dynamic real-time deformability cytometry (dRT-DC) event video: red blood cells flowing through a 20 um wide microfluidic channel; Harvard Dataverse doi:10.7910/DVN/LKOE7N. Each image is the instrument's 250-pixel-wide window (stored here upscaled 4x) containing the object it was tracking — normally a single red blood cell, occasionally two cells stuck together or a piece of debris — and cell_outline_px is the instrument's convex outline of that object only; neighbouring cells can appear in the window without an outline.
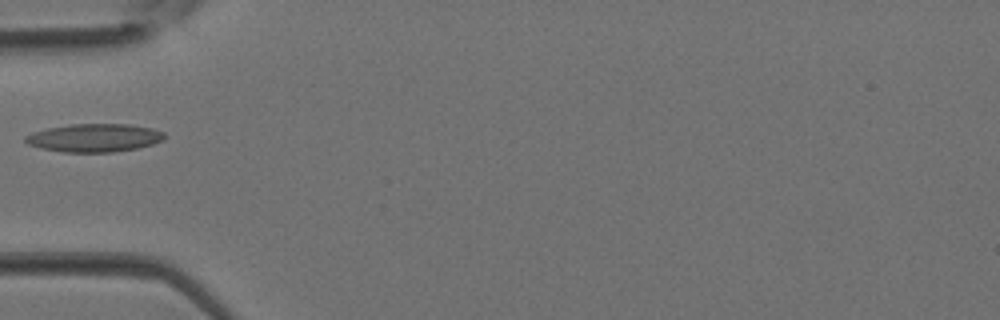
{"species": "Egyptian fruit bat (a non-hibernating species)", "species_latin": "Rousettus aegyptiacus", "temperature_condition": "room temperature", "stored_images_in_passage": 1, "camera_frame_rate_fps": 3000, "um_per_image_px": 0.085, "animal": {"sex": "female"}, "frame": {"image": 1, "passage_image": 1, "time_ms": 0.0, "image_size_px": [1000, 320], "cell_outline_px": [[164, 140], [152, 144], [136, 148], [112, 152], [64, 152], [40, 148], [28, 144], [24, 140], [24, 136], [32, 132], [48, 128], [72, 124], [128, 124], [152, 128], [164, 132]], "centroid_in_image_um": [8.0, 11.71], "position_along_channel_um": 77.0, "area_um2": 22.77}}